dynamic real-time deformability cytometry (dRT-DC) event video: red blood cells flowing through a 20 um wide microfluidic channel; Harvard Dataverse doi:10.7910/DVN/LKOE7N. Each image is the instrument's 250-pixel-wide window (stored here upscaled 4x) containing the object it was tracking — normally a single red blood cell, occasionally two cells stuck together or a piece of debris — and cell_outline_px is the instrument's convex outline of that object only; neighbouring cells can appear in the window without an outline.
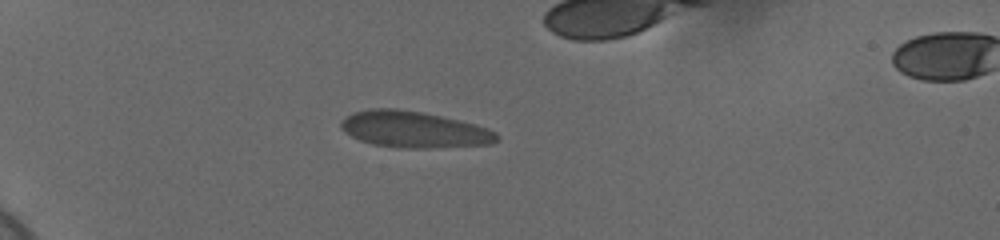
{"species": "human", "species_latin": "Homo sapiens", "temperature_condition": "cold", "stored_images_in_passage": 41, "camera_frame_rate_fps": 3000, "um_per_image_px": 0.085, "donor": {"sex": "female"}, "frame": {"image": 1, "passage_image": 1, "time_ms": 0.0, "image_size_px": [1000, 240], "cell_outline_px": [[500, 140], [492, 144], [428, 148], [400, 148], [372, 144], [360, 140], [344, 132], [340, 128], [340, 124], [348, 116], [356, 112], [372, 108], [396, 108], [420, 112], [460, 120], [476, 124], [488, 128], [496, 132], [500, 136]], "centroid_in_image_um": [35.24, 11.02], "position_along_channel_um": 49.8, "area_um2": 33.0}}
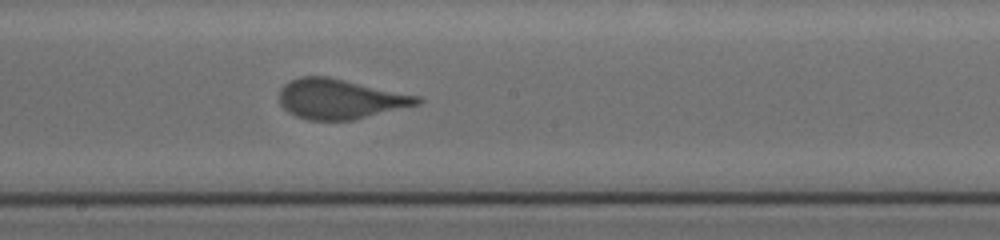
{"frame": {"image": 2, "passage_image": 18, "time_ms": 5.667, "image_size_px": [1000, 240], "cell_outline_px": [[424, 100], [420, 104], [352, 120], [308, 120], [296, 116], [288, 112], [280, 104], [280, 88], [284, 84], [300, 76], [328, 76], [420, 96]], "centroid_in_image_um": [28.91, 8.41], "position_along_channel_um": 219.3, "area_um2": 32.08}}
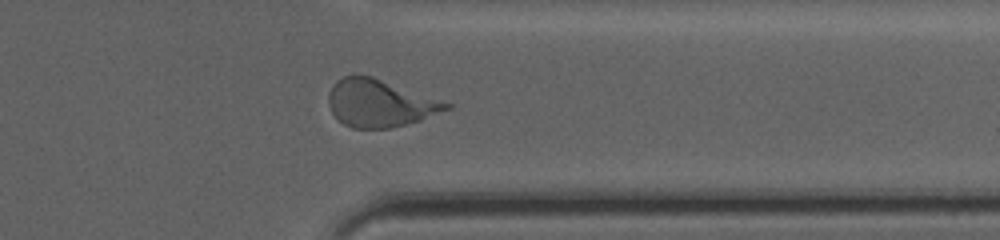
{"frame": {"image": 3, "passage_image": 31, "time_ms": 10.0, "image_size_px": [1000, 240], "cell_outline_px": [[452, 108], [420, 120], [388, 128], [352, 128], [344, 124], [332, 112], [328, 104], [328, 92], [332, 84], [336, 80], [344, 76], [372, 76], [452, 104]], "centroid_in_image_um": [32.26, 8.77], "position_along_channel_um": 379.1, "area_um2": 32.14}, "authors_computed_cell_mechanics": {"area_um2": 32.0212, "velocity_mm_per_s": 3.6921, "shape_relaxation_time_tau1_ms": 4.287, "shape_relaxation_time_tau2_ms": null, "deformation_change_tau1": 0.1399, "deformation_change_tau2": null}}